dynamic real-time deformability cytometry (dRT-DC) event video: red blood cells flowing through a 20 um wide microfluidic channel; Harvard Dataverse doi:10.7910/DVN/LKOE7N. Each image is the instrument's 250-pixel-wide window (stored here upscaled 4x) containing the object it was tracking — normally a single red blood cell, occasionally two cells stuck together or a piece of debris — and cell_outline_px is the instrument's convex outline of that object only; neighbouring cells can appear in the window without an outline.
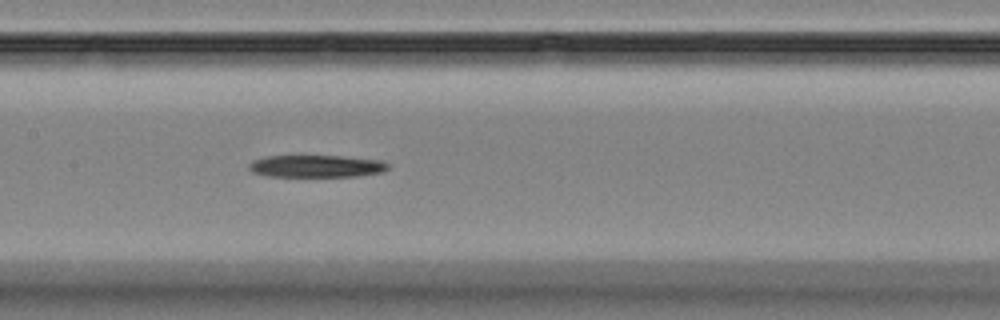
{"species": "Egyptian fruit bat (a non-hibernating species)", "species_latin": "Rousettus aegyptiacus", "temperature_condition": "room temperature", "stored_images_in_passage": 6, "camera_frame_rate_fps": 3000, "um_per_image_px": 0.085, "animal": {"sex": "female"}, "frame": {"image": 1, "passage_image": 6, "time_ms": 6.333, "image_size_px": [1000, 320], "cell_outline_px": [[388, 168], [384, 172], [356, 176], [268, 176], [252, 172], [248, 168], [248, 164], [252, 160], [264, 156], [296, 152], [384, 160], [388, 164]], "centroid_in_image_um": [26.81, 14.06], "position_along_channel_um": 180.6, "area_um2": 19.19}}